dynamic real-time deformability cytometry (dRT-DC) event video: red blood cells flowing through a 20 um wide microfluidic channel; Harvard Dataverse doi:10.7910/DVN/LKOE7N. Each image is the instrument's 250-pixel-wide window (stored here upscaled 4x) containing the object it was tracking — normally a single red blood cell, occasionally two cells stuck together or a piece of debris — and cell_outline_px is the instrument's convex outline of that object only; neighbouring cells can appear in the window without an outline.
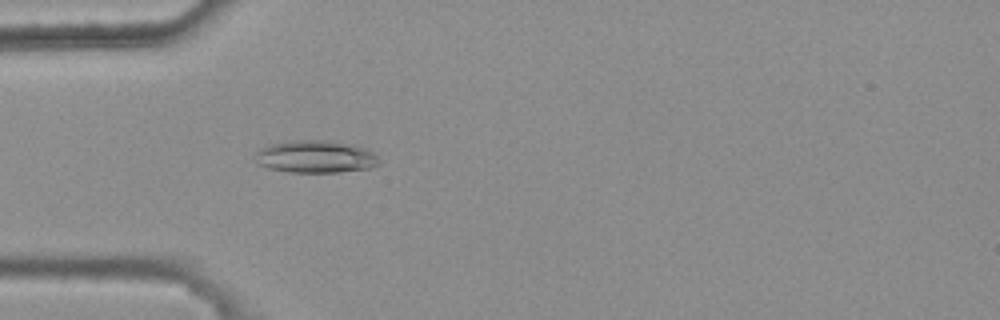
{"species": "common noctule bat (a hibernating species)", "species_latin": "Nyctalus noctula", "temperature_condition": "warm", "stored_images_in_passage": 5, "camera_frame_rate_fps": 3000, "um_per_image_px": 0.085, "animal": {"sex": "female", "body_mass_g": 25.1}, "frame": {"image": 1, "passage_image": 5, "time_ms": 1.333, "image_size_px": [1000, 320], "cell_outline_px": [[380, 164], [372, 168], [340, 172], [288, 172], [268, 168], [260, 164], [256, 156], [256, 152], [260, 148], [272, 144], [288, 140], [324, 140], [352, 144], [364, 148], [372, 152], [380, 160]], "centroid_in_image_um": [26.86, 13.32], "position_along_channel_um": 58.1, "area_um2": 23.41}}